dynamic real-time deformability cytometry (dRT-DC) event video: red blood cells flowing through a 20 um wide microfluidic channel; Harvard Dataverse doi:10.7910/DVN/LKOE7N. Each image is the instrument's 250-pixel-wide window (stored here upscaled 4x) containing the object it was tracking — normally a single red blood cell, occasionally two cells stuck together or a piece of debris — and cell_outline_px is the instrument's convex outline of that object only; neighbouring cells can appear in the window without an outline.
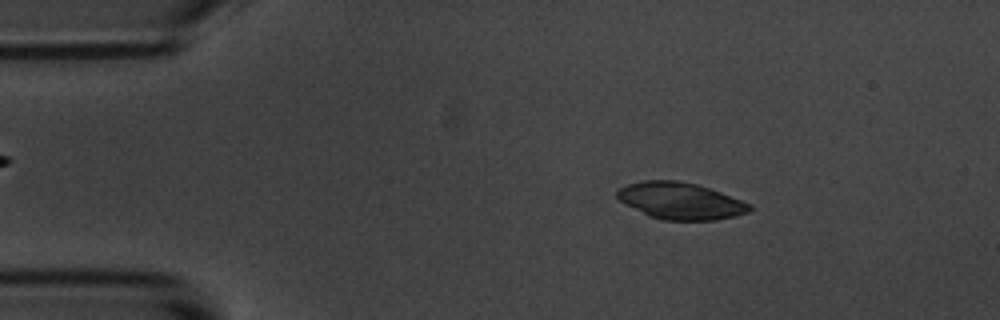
{"species": "common noctule bat (a hibernating species)", "species_latin": "Nyctalus noctula", "temperature_condition": "room temperature", "stored_images_in_passage": 55, "camera_frame_rate_fps": 3000, "um_per_image_px": 0.085, "animal": {"sex": "male", "body_mass_g": 20.1, "forearm_length_mm": 53.5}, "frame": {"image": 1, "passage_image": 8, "time_ms": 2.333, "image_size_px": [1000, 320], "cell_outline_px": [[752, 208], [748, 212], [736, 216], [716, 220], [664, 220], [648, 216], [620, 200], [616, 196], [616, 192], [620, 188], [628, 184], [644, 180], [680, 180], [696, 184], [720, 192], [752, 204]], "centroid_in_image_um": [57.86, 17.07], "position_along_channel_um": 27.1, "area_um2": 28.26}}